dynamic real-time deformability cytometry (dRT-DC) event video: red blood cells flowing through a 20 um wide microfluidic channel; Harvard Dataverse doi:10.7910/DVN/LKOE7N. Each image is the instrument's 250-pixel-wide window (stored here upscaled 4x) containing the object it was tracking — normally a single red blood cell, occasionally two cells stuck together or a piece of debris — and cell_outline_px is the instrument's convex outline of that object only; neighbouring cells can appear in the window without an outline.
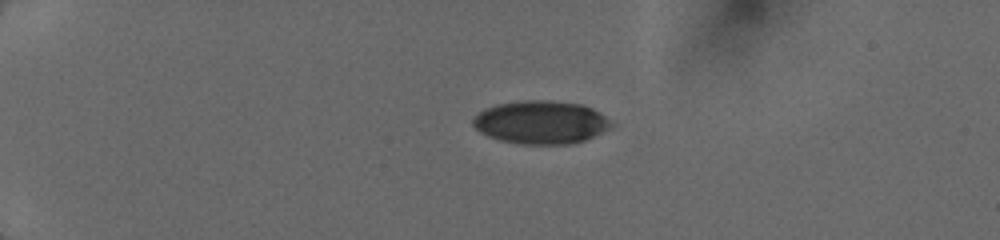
{"species": "human", "species_latin": "Homo sapiens", "temperature_condition": "cold", "stored_images_in_passage": 6, "camera_frame_rate_fps": 3000, "um_per_image_px": 0.085, "donor": {"sex": "female"}, "frame": {"image": 1, "passage_image": 1, "time_ms": 0.0, "image_size_px": [1000, 240], "cell_outline_px": [[616, 124], [584, 140], [572, 144], [520, 144], [500, 140], [488, 136], [480, 132], [472, 124], [472, 116], [484, 108], [496, 104], [520, 100], [552, 100], [580, 104], [592, 108], [600, 112]], "centroid_in_image_um": [45.94, 10.38], "position_along_channel_um": 39.1, "area_um2": 35.03}}
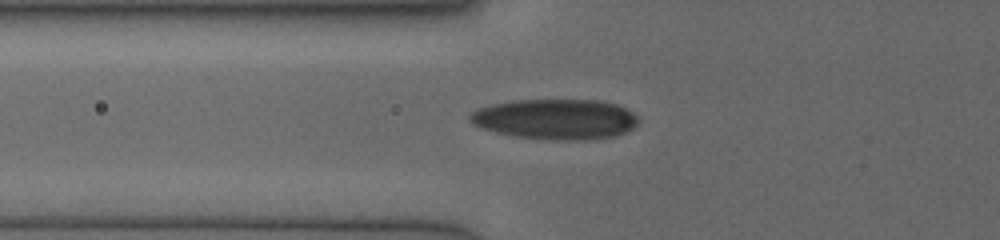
{"frame": {"image": 2, "passage_image": 5, "time_ms": 2.667, "image_size_px": [1000, 240], "cell_outline_px": [[640, 120], [632, 128], [616, 136], [592, 140], [548, 140], [512, 136], [476, 128], [468, 120], [468, 116], [472, 112], [480, 108], [492, 104], [516, 100], [600, 100], [616, 104], [632, 112]], "centroid_in_image_um": [47.18, 10.14], "position_along_channel_um": 78.6, "area_um2": 40.06}}